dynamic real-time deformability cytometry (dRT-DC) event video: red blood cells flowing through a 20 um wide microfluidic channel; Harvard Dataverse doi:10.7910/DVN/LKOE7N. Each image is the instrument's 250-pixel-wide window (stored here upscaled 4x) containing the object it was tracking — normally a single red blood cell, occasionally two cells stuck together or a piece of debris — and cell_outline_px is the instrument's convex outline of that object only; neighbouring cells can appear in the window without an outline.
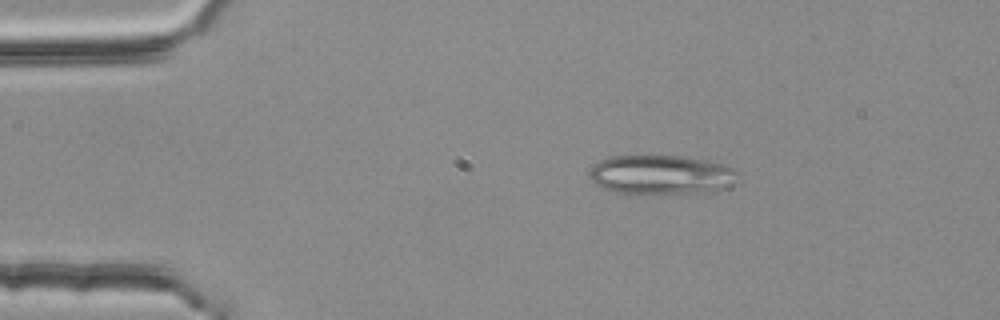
{"species": "common noctule bat (a hibernating species)", "species_latin": "Nyctalus noctula", "temperature_condition": "room temperature", "stored_images_in_passage": 43, "segment_of_instrument_passage": [1, 2], "camera_frame_rate_fps": 3000, "um_per_image_px": 0.085, "animal": {"sex": "female", "body_mass_g": 25.1}, "frame": {"image": 1, "passage_image": 1, "time_ms": 0.0, "image_size_px": [1000, 320], "cell_outline_px": [[736, 172], [732, 184], [720, 188], [696, 192], [660, 196], [612, 192], [596, 184], [592, 180], [592, 168], [596, 164], [612, 156], [680, 156], [704, 160], [720, 164], [732, 168]], "centroid_in_image_um": [56.15, 14.88], "position_along_channel_um": 28.9, "area_um2": 33.58}}